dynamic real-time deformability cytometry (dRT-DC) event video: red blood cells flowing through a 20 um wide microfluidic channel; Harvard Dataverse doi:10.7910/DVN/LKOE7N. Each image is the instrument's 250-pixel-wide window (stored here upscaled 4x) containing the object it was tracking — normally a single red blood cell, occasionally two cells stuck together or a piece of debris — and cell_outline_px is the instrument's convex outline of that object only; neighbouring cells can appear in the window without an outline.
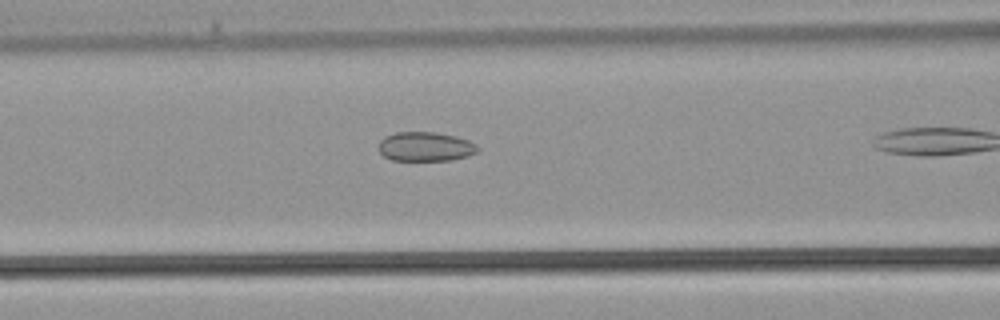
{"species": "common noctule bat (a hibernating species)", "species_latin": "Nyctalus noctula", "temperature_condition": "warm", "stored_images_in_passage": 18, "camera_frame_rate_fps": 3000, "um_per_image_px": 0.085, "animal": {"sex": "male", "body_mass_g": 21.5, "forearm_length_mm": 52.0}, "frame": {"image": 1, "passage_image": 11, "time_ms": 3.333, "image_size_px": [1000, 320], "cell_outline_px": [[480, 148], [476, 152], [468, 156], [452, 160], [392, 160], [384, 156], [380, 152], [380, 140], [384, 136], [396, 132], [432, 132], [456, 136], [468, 140], [476, 144]], "centroid_in_image_um": [36.18, 12.46], "position_along_channel_um": 130.4, "area_um2": 16.88}}
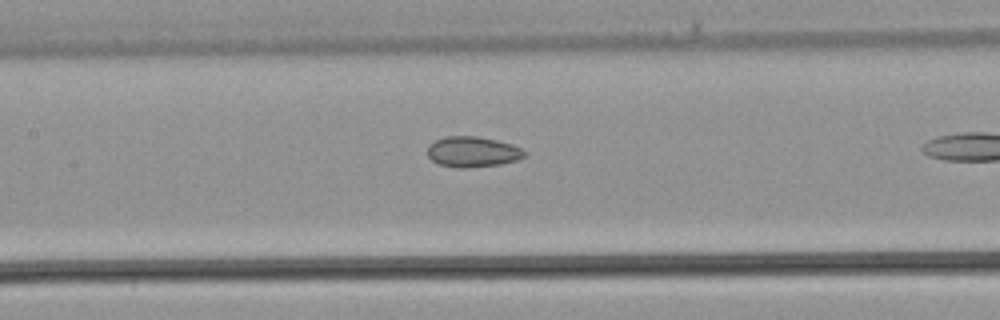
{"frame": {"image": 2, "passage_image": 13, "time_ms": 4.0, "image_size_px": [1000, 320], "cell_outline_px": [[528, 152], [524, 156], [516, 160], [500, 164], [464, 168], [456, 168], [440, 164], [432, 160], [428, 156], [428, 144], [444, 136], [476, 136], [496, 140], [512, 144]], "centroid_in_image_um": [40.16, 12.9], "position_along_channel_um": 167.2, "area_um2": 17.22}}